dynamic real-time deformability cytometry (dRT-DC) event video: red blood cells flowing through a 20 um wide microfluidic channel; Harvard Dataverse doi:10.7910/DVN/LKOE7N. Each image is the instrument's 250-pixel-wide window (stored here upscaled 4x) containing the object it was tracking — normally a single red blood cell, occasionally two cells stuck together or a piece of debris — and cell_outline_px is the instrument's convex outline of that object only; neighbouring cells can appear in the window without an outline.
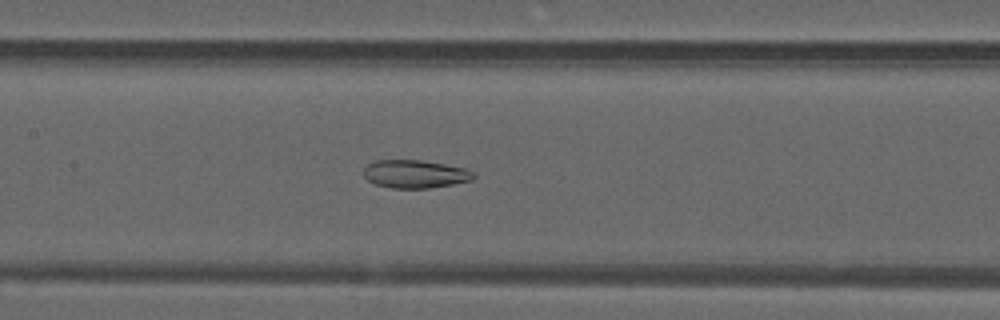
{"species": "common noctule bat (a hibernating species)", "species_latin": "Nyctalus noctula", "temperature_condition": "warm", "stored_images_in_passage": 49, "camera_frame_rate_fps": 3000, "um_per_image_px": 0.085, "animal": {"sex": "male", "forearm_length_mm": 52.5}, "frame": {"image": 1, "passage_image": 22, "time_ms": 7.0, "image_size_px": [1000, 320], "cell_outline_px": [[476, 176], [472, 180], [452, 184], [428, 188], [392, 188], [376, 184], [368, 180], [364, 176], [364, 168], [368, 164], [376, 160], [420, 160], [468, 168], [476, 172]], "centroid_in_image_um": [35.33, 14.78], "position_along_channel_um": 172.1, "area_um2": 18.03}}
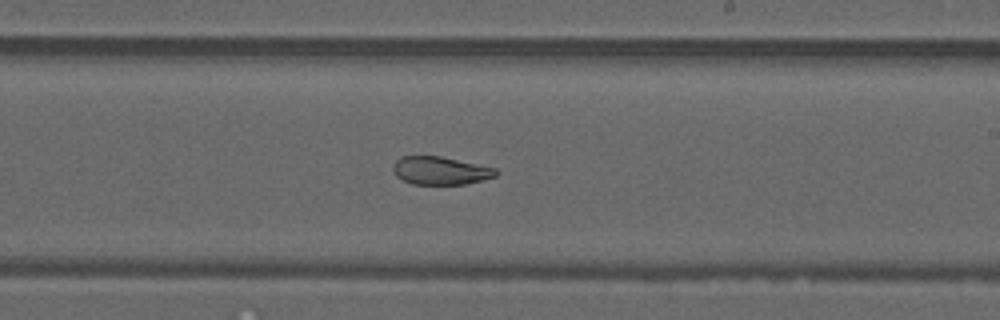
{"frame": {"image": 2, "passage_image": 28, "time_ms": 9.0, "image_size_px": [1000, 320], "cell_outline_px": [[500, 172], [496, 176], [464, 184], [412, 184], [396, 176], [392, 168], [396, 160], [400, 156], [440, 156], [496, 168]], "centroid_in_image_um": [37.43, 14.5], "position_along_channel_um": 251.6, "area_um2": 16.7}}
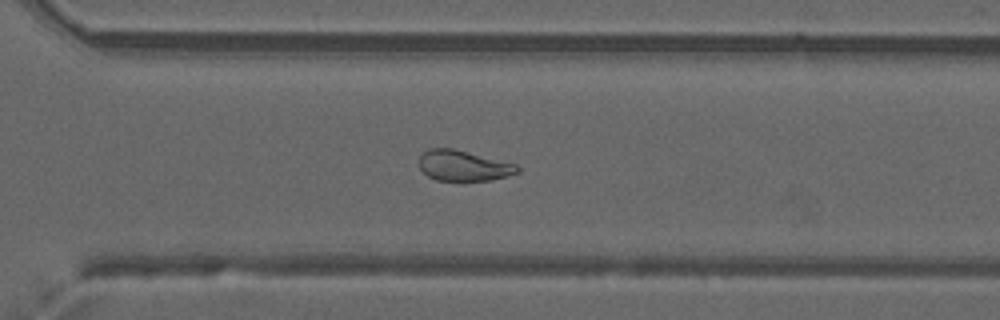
{"frame": {"image": 3, "passage_image": 34, "time_ms": 11.0, "image_size_px": [1000, 320], "cell_outline_px": [[520, 168], [516, 172], [508, 176], [492, 180], [460, 184], [436, 180], [428, 176], [420, 168], [420, 156], [428, 148], [452, 148], [516, 164]], "centroid_in_image_um": [39.38, 14.14], "position_along_channel_um": 331.2, "area_um2": 18.03}, "authors_computed_cell_mechanics": {"area_um2": 21.097, "velocity_mm_per_s": 3.9897, "shape_relaxation_time_tau1_ms": null, "shape_relaxation_time_tau2_ms": 2.6818, "deformation_change_tau1": null, "deformation_change_tau2": 0.0869}}